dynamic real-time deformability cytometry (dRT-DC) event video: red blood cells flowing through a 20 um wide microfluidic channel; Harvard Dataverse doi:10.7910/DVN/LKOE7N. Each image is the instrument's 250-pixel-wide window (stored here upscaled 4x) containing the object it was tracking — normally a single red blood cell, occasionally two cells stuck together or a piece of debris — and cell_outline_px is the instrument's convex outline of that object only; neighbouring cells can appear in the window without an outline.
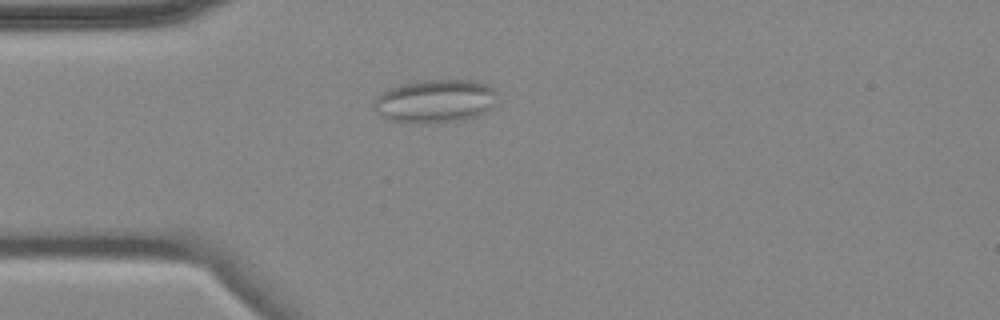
{"species": "common noctule bat (a hibernating species)", "species_latin": "Nyctalus noctula", "temperature_condition": "cold", "stored_images_in_passage": 4, "camera_frame_rate_fps": 3000, "um_per_image_px": 0.085, "animal": {"sex": "female", "body_mass_g": 18.4}, "frame": {"image": 1, "passage_image": 2, "time_ms": 1.333, "image_size_px": [1000, 320], "cell_outline_px": [[496, 104], [492, 108], [476, 116], [428, 124], [420, 124], [392, 120], [376, 112], [372, 108], [372, 104], [376, 96], [400, 84], [424, 80], [472, 80], [488, 84], [496, 92]], "centroid_in_image_um": [36.99, 8.59], "position_along_channel_um": 48.0, "area_um2": 31.04}}